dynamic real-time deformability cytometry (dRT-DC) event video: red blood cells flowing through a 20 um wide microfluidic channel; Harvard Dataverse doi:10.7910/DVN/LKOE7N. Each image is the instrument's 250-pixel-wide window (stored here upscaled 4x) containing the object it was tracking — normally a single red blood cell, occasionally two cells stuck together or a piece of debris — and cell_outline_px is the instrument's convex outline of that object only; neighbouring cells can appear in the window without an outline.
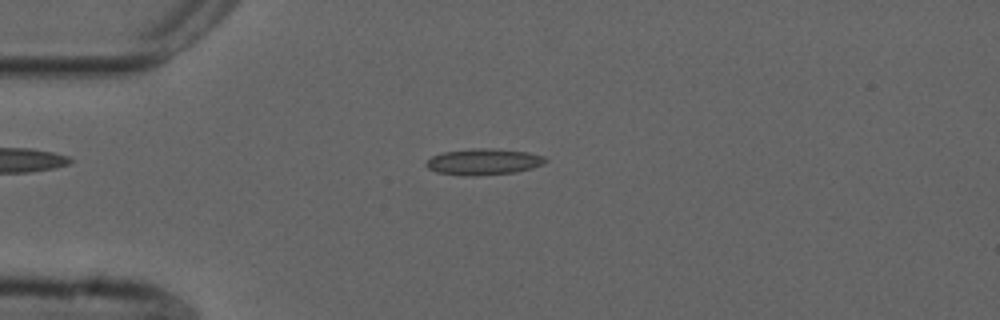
{"species": "common noctule bat (a hibernating species)", "species_latin": "Nyctalus noctula", "temperature_condition": "cold", "stored_images_in_passage": 53, "camera_frame_rate_fps": 3000, "um_per_image_px": 0.085, "animal": {"sex": "male", "forearm_length_mm": 52.5}, "frame": {"image": 1, "passage_image": 13, "time_ms": 4.0, "image_size_px": [1000, 320], "cell_outline_px": [[548, 160], [544, 164], [532, 168], [516, 172], [480, 176], [464, 176], [436, 172], [428, 168], [424, 164], [432, 156], [444, 152], [472, 148], [488, 148], [528, 152], [544, 156]], "centroid_in_image_um": [41.11, 13.76], "position_along_channel_um": 43.9, "area_um2": 18.38}}
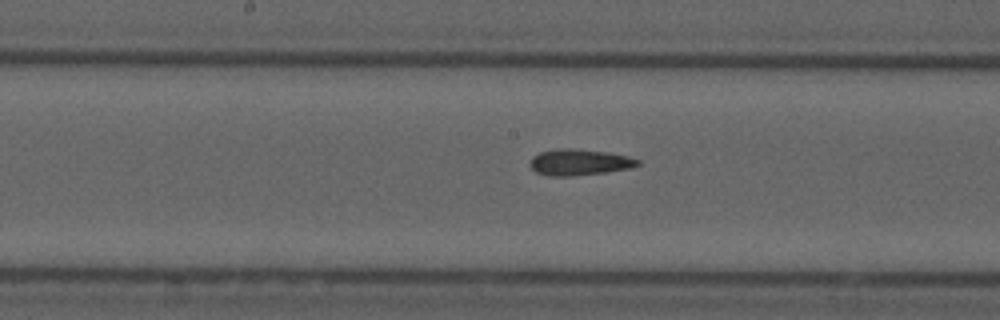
{"frame": {"image": 2, "passage_image": 27, "time_ms": 8.667, "image_size_px": [1000, 320], "cell_outline_px": [[640, 164], [628, 168], [604, 172], [572, 176], [548, 176], [536, 172], [528, 164], [532, 156], [540, 152], [556, 148], [576, 148], [608, 152], [628, 156], [640, 160]], "centroid_in_image_um": [49.2, 13.77], "position_along_channel_um": 199.0, "area_um2": 16.53}}
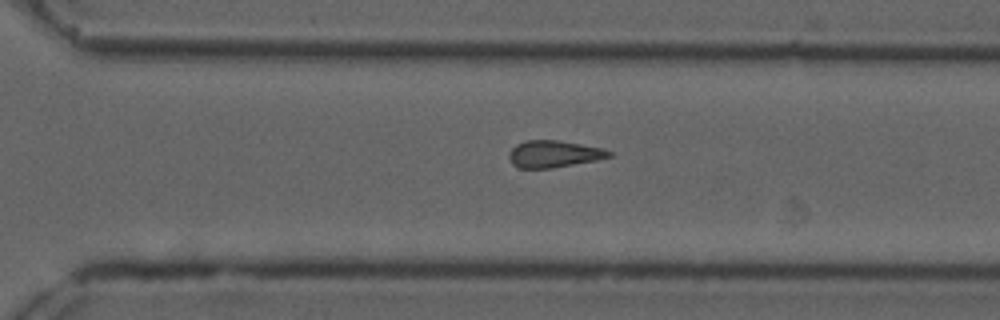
{"frame": {"image": 3, "passage_image": 37, "time_ms": 12.0, "image_size_px": [1000, 320], "cell_outline_px": [[612, 156], [596, 160], [552, 168], [520, 168], [512, 164], [508, 156], [508, 152], [516, 144], [524, 140], [556, 140], [604, 148], [612, 152]], "centroid_in_image_um": [47.05, 13.08], "position_along_channel_um": 323.5, "area_um2": 15.72}, "authors_computed_cell_mechanics": {"area_um2": 16.184, "velocity_mm_per_s": 3.7649, "shape_relaxation_time_tau1_ms": null, "shape_relaxation_time_tau2_ms": 2.9045, "deformation_change_tau1": null, "deformation_change_tau2": 0.0969}}